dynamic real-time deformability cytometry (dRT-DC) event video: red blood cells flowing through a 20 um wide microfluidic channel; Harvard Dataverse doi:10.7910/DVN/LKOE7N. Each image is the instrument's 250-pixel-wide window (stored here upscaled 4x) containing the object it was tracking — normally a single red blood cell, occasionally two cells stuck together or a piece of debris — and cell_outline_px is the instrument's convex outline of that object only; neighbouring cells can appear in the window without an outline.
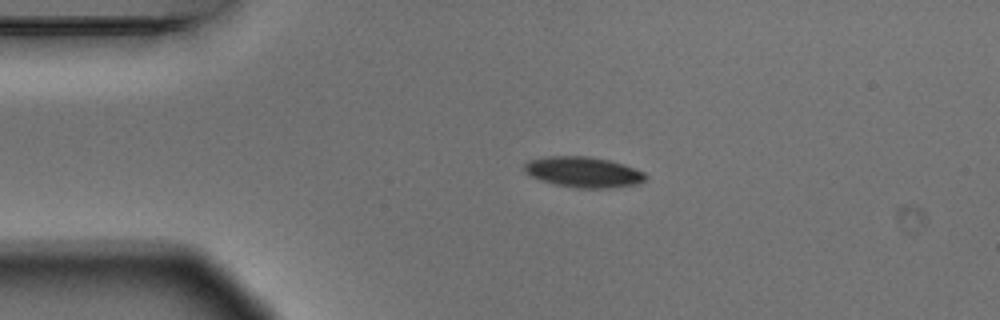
{"species": "Egyptian fruit bat (a non-hibernating species)", "species_latin": "Rousettus aegyptiacus", "temperature_condition": "warm", "stored_images_in_passage": 5, "camera_frame_rate_fps": 3000, "um_per_image_px": 0.085, "animal": {"sex": "male"}, "frame": {"image": 1, "passage_image": 4, "time_ms": 1.0, "image_size_px": [1000, 320], "cell_outline_px": [[648, 176], [644, 180], [636, 184], [612, 188], [576, 188], [556, 184], [540, 180], [524, 172], [524, 164], [528, 160], [548, 156], [588, 156], [608, 160], [624, 164], [636, 168], [644, 172]], "centroid_in_image_um": [49.59, 14.62], "position_along_channel_um": 35.4, "area_um2": 21.68}}